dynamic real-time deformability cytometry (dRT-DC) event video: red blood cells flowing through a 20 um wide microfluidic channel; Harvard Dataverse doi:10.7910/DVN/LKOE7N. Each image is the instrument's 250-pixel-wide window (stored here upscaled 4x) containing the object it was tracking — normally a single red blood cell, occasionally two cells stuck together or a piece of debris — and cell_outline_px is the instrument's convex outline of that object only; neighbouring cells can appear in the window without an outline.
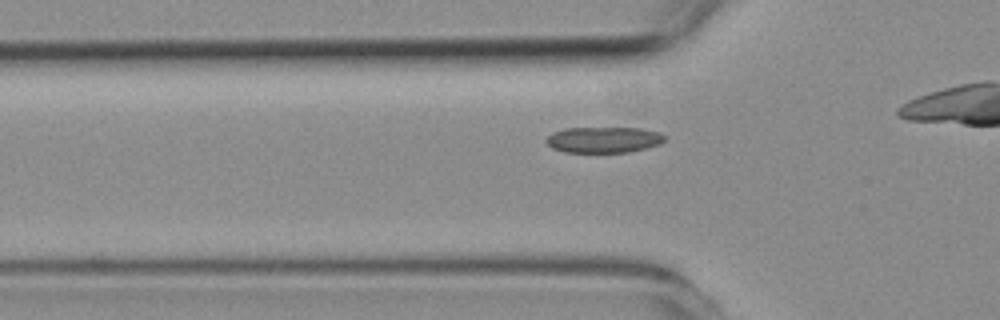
{"species": "common noctule bat (a hibernating species)", "species_latin": "Nyctalus noctula", "temperature_condition": "room temperature", "stored_images_in_passage": 36, "camera_frame_rate_fps": 3000, "um_per_image_px": 0.085, "animal": {"sex": "female", "body_mass_g": 19.3, "forearm_length_mm": 54.1}, "frame": {"image": 1, "passage_image": 10, "time_ms": 3.0, "image_size_px": [1000, 320], "cell_outline_px": [[664, 140], [660, 144], [628, 152], [564, 152], [552, 148], [544, 140], [552, 132], [564, 128], [640, 128], [660, 132], [664, 136]], "centroid_in_image_um": [51.27, 11.87], "position_along_channel_um": 74.5, "area_um2": 17.86}}
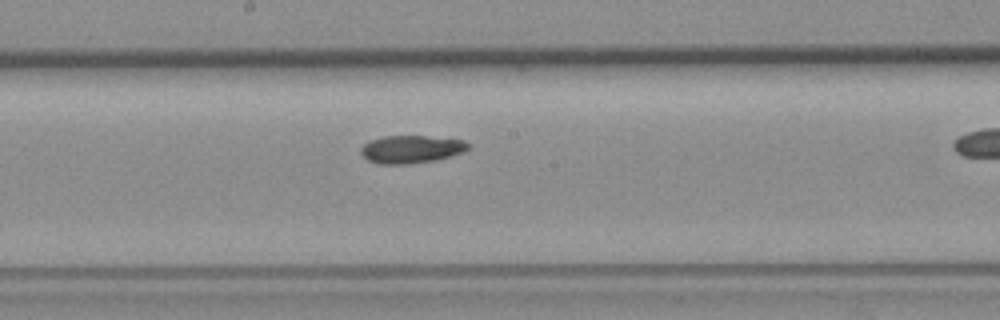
{"frame": {"image": 2, "passage_image": 21, "time_ms": 6.667, "image_size_px": [1000, 320], "cell_outline_px": [[468, 148], [464, 152], [436, 160], [408, 164], [376, 164], [368, 160], [360, 152], [360, 148], [368, 140], [384, 136], [424, 136], [464, 140], [468, 144]], "centroid_in_image_um": [34.91, 12.69], "position_along_channel_um": 213.3, "area_um2": 17.4}}
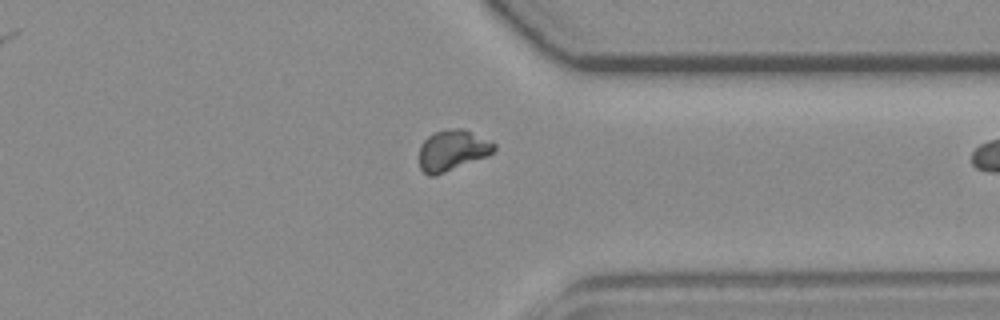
{"frame": {"image": 3, "passage_image": 34, "time_ms": 11.0, "image_size_px": [1000, 320], "cell_outline_px": [[496, 148], [488, 156], [436, 176], [428, 176], [420, 168], [420, 144], [432, 132], [452, 128], [460, 128], [492, 140], [496, 144]], "centroid_in_image_um": [38.46, 12.78], "position_along_channel_um": 372.9, "area_um2": 18.03}}